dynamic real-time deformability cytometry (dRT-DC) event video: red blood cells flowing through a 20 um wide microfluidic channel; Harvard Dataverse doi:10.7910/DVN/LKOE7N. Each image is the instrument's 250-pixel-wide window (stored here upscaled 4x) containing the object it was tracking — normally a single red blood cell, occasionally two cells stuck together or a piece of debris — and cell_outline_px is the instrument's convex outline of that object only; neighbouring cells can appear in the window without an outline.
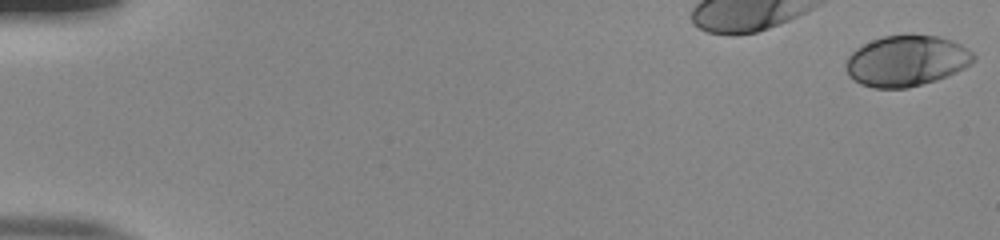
{"species": "human", "species_latin": "Homo sapiens", "temperature_condition": "room temperature", "stored_images_in_passage": 17, "camera_frame_rate_fps": 3000, "um_per_image_px": 0.085, "donor": {"sex": "male"}, "frame": {"image": 1, "passage_image": 1, "time_ms": 0.0, "image_size_px": [1000, 240], "cell_outline_px": [[976, 60], [972, 64], [948, 76], [936, 80], [908, 88], [872, 88], [860, 84], [848, 76], [844, 64], [848, 56], [856, 48], [872, 40], [884, 36], [908, 32], [912, 32], [940, 36], [952, 40], [968, 48], [976, 56]], "centroid_in_image_um": [77.06, 5.14], "position_along_channel_um": 7.9, "area_um2": 38.78}}
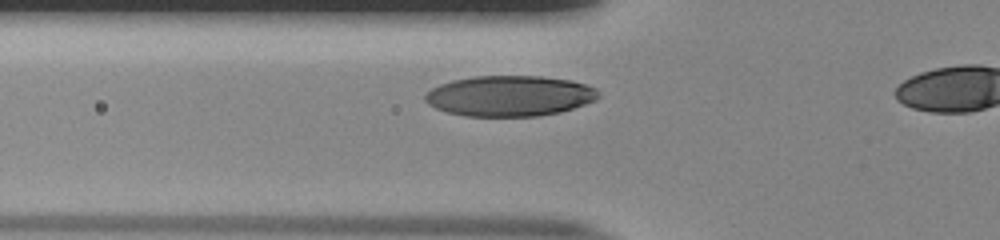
{"frame": {"image": 2, "passage_image": 15, "time_ms": 4.667, "image_size_px": [1000, 240], "cell_outline_px": [[600, 96], [596, 100], [560, 112], [540, 116], [464, 116], [448, 112], [436, 108], [428, 104], [424, 100], [424, 96], [432, 88], [440, 84], [452, 80], [476, 76], [540, 76], [572, 80], [596, 88], [600, 92]], "centroid_in_image_um": [43.33, 8.15], "position_along_channel_um": 82.5, "area_um2": 41.1}}